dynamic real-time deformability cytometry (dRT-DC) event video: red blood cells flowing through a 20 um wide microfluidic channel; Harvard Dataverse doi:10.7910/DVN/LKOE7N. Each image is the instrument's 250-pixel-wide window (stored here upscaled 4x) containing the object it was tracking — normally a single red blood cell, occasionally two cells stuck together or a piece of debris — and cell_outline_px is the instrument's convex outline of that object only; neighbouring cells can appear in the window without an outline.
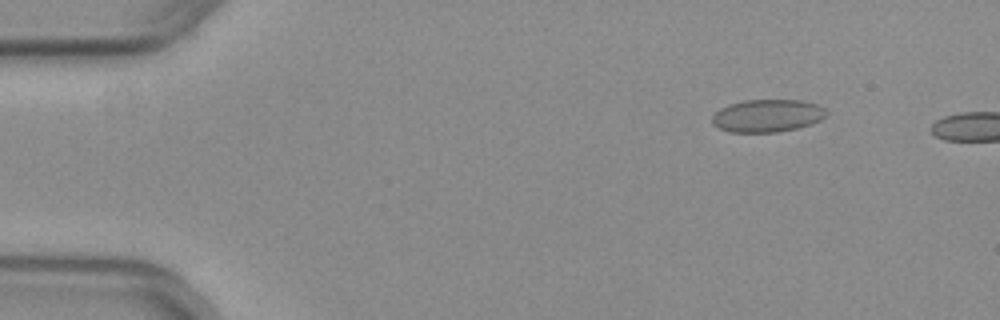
{"species": "common noctule bat (a hibernating species)", "species_latin": "Nyctalus noctula", "temperature_condition": "warm", "stored_images_in_passage": 10, "camera_frame_rate_fps": 3000, "um_per_image_px": 0.085, "animal": {"sex": "female", "body_mass_g": 29.2, "forearm_length_mm": 56.3}, "frame": {"image": 1, "passage_image": 7, "time_ms": 2.0, "image_size_px": [1000, 320], "cell_outline_px": [[828, 112], [820, 120], [812, 124], [796, 128], [776, 132], [728, 132], [712, 124], [712, 116], [720, 108], [728, 104], [744, 100], [800, 100], [820, 104]], "centroid_in_image_um": [65.22, 9.83], "position_along_channel_um": 19.8, "area_um2": 21.85}}